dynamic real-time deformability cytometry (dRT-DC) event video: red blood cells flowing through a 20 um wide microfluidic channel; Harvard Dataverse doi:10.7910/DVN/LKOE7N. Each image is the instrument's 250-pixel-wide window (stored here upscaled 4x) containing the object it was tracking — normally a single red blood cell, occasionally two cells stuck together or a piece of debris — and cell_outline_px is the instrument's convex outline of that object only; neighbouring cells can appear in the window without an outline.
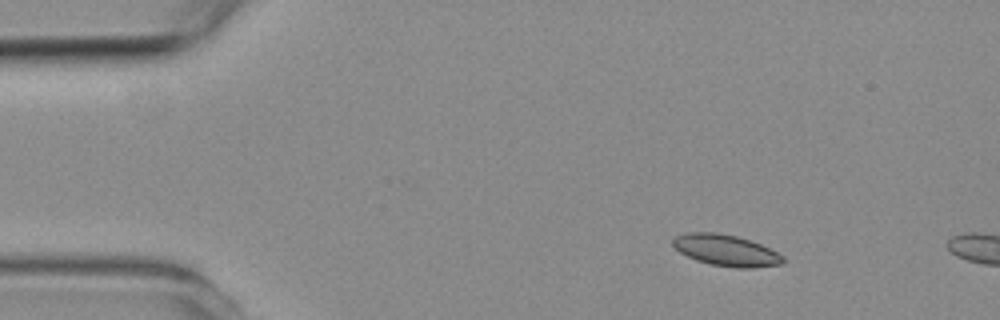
{"species": "common noctule bat (a hibernating species)", "species_latin": "Nyctalus noctula", "temperature_condition": "room temperature", "stored_images_in_passage": 3, "camera_frame_rate_fps": 3000, "um_per_image_px": 0.085, "animal": {"sex": "female", "body_mass_g": 19.3, "forearm_length_mm": 54.1}, "frame": {"image": 1, "passage_image": 2, "time_ms": 1.333, "image_size_px": [1000, 320], "cell_outline_px": [[784, 264], [752, 268], [736, 268], [712, 264], [696, 260], [680, 252], [672, 244], [672, 240], [676, 236], [688, 232], [716, 232], [736, 236], [752, 240], [784, 256]], "centroid_in_image_um": [61.73, 21.27], "position_along_channel_um": 23.3, "area_um2": 20.06}}